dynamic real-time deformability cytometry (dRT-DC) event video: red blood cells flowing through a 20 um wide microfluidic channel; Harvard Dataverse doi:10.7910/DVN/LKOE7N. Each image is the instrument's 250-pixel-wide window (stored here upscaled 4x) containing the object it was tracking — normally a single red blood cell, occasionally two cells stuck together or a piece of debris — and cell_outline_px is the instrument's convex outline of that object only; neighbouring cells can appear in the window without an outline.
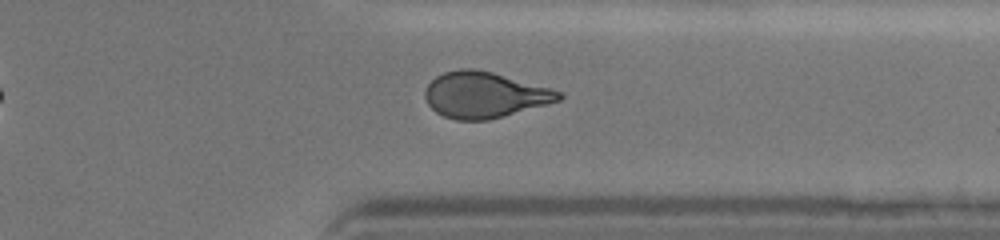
{"species": "human", "species_latin": "Homo sapiens", "temperature_condition": "cold", "stored_images_in_passage": 34, "camera_frame_rate_fps": 3000, "um_per_image_px": 0.085, "donor": {"sex": "female"}, "frame": {"image": 1, "passage_image": 29, "time_ms": 9.333, "image_size_px": [1000, 240], "cell_outline_px": [[564, 96], [560, 100], [548, 104], [504, 116], [488, 120], [456, 120], [444, 116], [436, 112], [428, 104], [424, 96], [424, 92], [428, 84], [436, 76], [444, 72], [460, 68], [476, 68], [492, 72], [552, 88], [560, 92]], "centroid_in_image_um": [41.18, 8.06], "position_along_channel_um": 370.2, "area_um2": 35.89}}